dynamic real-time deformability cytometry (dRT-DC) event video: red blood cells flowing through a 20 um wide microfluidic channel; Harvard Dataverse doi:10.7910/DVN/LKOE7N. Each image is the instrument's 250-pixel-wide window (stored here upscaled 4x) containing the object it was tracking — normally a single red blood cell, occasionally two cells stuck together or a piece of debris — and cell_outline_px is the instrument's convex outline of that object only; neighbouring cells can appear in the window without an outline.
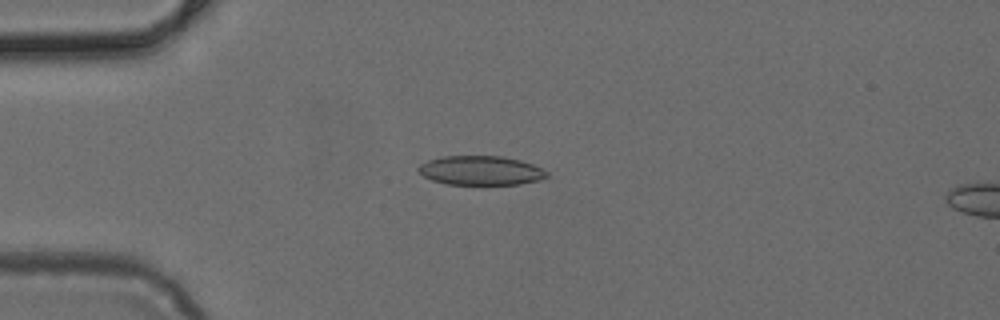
{"species": "common noctule bat (a hibernating species)", "species_latin": "Nyctalus noctula", "temperature_condition": "cold", "stored_images_in_passage": 4, "camera_frame_rate_fps": 3000, "um_per_image_px": 0.085, "animal": {"sex": "female", "body_mass_g": 24.6, "forearm_length_mm": 56.2}, "frame": {"image": 1, "passage_image": 3, "time_ms": 0.667, "image_size_px": [1000, 320], "cell_outline_px": [[548, 176], [540, 180], [520, 184], [448, 184], [432, 180], [424, 176], [416, 168], [420, 164], [428, 160], [444, 156], [500, 156], [520, 160], [532, 164], [548, 172]], "centroid_in_image_um": [40.86, 14.49], "position_along_channel_um": 44.1, "area_um2": 21.73}}